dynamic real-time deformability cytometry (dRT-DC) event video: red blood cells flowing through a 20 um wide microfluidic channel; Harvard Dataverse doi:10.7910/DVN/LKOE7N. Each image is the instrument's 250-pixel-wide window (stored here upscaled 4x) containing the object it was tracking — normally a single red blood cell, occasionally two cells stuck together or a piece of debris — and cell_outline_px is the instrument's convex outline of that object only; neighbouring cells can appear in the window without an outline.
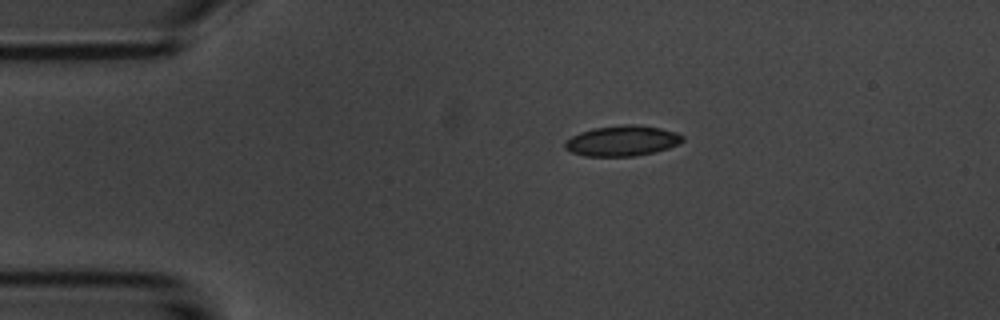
{"species": "common noctule bat (a hibernating species)", "species_latin": "Nyctalus noctula", "temperature_condition": "room temperature", "stored_images_in_passage": 44, "camera_frame_rate_fps": 3000, "um_per_image_px": 0.085, "animal": {"sex": "male", "body_mass_g": 20.1, "forearm_length_mm": 53.5}, "frame": {"image": 1, "passage_image": 1, "time_ms": 0.0, "image_size_px": [1000, 320], "cell_outline_px": [[684, 140], [668, 148], [652, 152], [632, 156], [584, 156], [572, 152], [564, 148], [564, 140], [580, 132], [592, 128], [628, 124], [636, 124], [660, 128], [676, 132], [684, 136]], "centroid_in_image_um": [52.85, 11.96], "position_along_channel_um": 32.2, "area_um2": 20.81}}
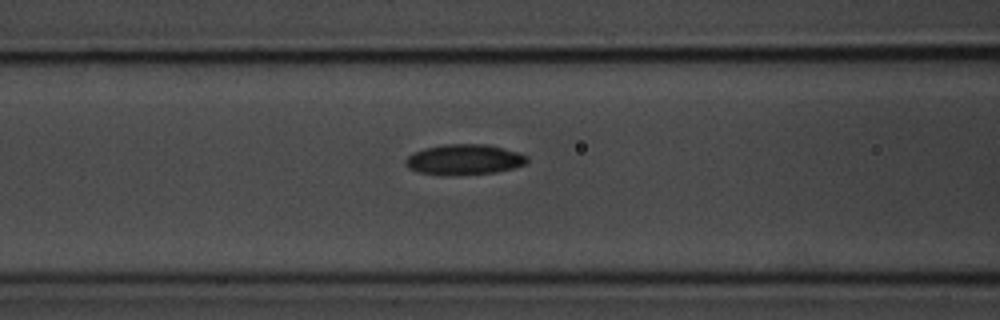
{"frame": {"image": 2, "passage_image": 12, "time_ms": 3.667, "image_size_px": [1000, 320], "cell_outline_px": [[528, 164], [496, 172], [420, 172], [408, 168], [404, 164], [404, 160], [412, 152], [424, 148], [444, 144], [488, 144], [520, 152], [528, 156]], "centroid_in_image_um": [39.51, 13.49], "position_along_channel_um": 127.1, "area_um2": 20.81}}
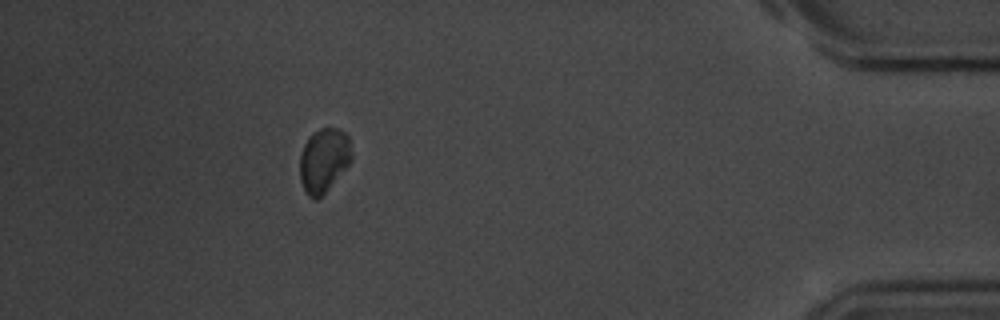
{"frame": {"image": 3, "passage_image": 39, "time_ms": 12.667, "image_size_px": [1000, 320], "cell_outline_px": [[352, 160], [324, 192], [316, 200], [308, 196], [300, 180], [300, 156], [304, 144], [308, 136], [312, 132], [320, 128], [336, 128], [344, 132], [348, 136], [352, 152]], "centroid_in_image_um": [27.51, 13.58], "position_along_channel_um": 407.7, "area_um2": 19.13}, "authors_computed_cell_mechanics": {"area_um2": 20.6057, "velocity_mm_per_s": 3.7057, "shape_relaxation_time_tau1_ms": 1.9426, "shape_relaxation_time_tau2_ms": null, "deformation_change_tau1": 0.078, "deformation_change_tau2": null}}